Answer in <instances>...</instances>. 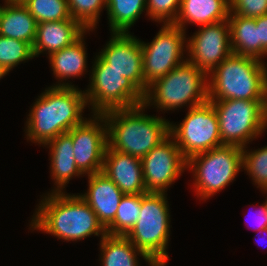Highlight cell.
Masks as SVG:
<instances>
[{"label":"cell","mask_w":267,"mask_h":266,"mask_svg":"<svg viewBox=\"0 0 267 266\" xmlns=\"http://www.w3.org/2000/svg\"><path fill=\"white\" fill-rule=\"evenodd\" d=\"M50 192L44 195L30 223L31 230H40L59 240L76 241L96 235L101 239L105 228L91 207L75 194Z\"/></svg>","instance_id":"cell-1"},{"label":"cell","mask_w":267,"mask_h":266,"mask_svg":"<svg viewBox=\"0 0 267 266\" xmlns=\"http://www.w3.org/2000/svg\"><path fill=\"white\" fill-rule=\"evenodd\" d=\"M36 99L26 121V137L40 145L69 132L85 119L87 106L84 90L51 86Z\"/></svg>","instance_id":"cell-2"},{"label":"cell","mask_w":267,"mask_h":266,"mask_svg":"<svg viewBox=\"0 0 267 266\" xmlns=\"http://www.w3.org/2000/svg\"><path fill=\"white\" fill-rule=\"evenodd\" d=\"M143 104L103 113L108 147L142 159L170 135V121L145 114Z\"/></svg>","instance_id":"cell-3"},{"label":"cell","mask_w":267,"mask_h":266,"mask_svg":"<svg viewBox=\"0 0 267 266\" xmlns=\"http://www.w3.org/2000/svg\"><path fill=\"white\" fill-rule=\"evenodd\" d=\"M264 63L232 53L208 74V101H267V65Z\"/></svg>","instance_id":"cell-4"},{"label":"cell","mask_w":267,"mask_h":266,"mask_svg":"<svg viewBox=\"0 0 267 266\" xmlns=\"http://www.w3.org/2000/svg\"><path fill=\"white\" fill-rule=\"evenodd\" d=\"M207 101L208 74L186 60L148 86L143 105L170 111L188 105L193 108Z\"/></svg>","instance_id":"cell-5"},{"label":"cell","mask_w":267,"mask_h":266,"mask_svg":"<svg viewBox=\"0 0 267 266\" xmlns=\"http://www.w3.org/2000/svg\"><path fill=\"white\" fill-rule=\"evenodd\" d=\"M167 193L141 194V212L125 235L156 266H166L170 236V213Z\"/></svg>","instance_id":"cell-6"},{"label":"cell","mask_w":267,"mask_h":266,"mask_svg":"<svg viewBox=\"0 0 267 266\" xmlns=\"http://www.w3.org/2000/svg\"><path fill=\"white\" fill-rule=\"evenodd\" d=\"M216 112L223 145L245 147L267 129V101H209Z\"/></svg>","instance_id":"cell-7"},{"label":"cell","mask_w":267,"mask_h":266,"mask_svg":"<svg viewBox=\"0 0 267 266\" xmlns=\"http://www.w3.org/2000/svg\"><path fill=\"white\" fill-rule=\"evenodd\" d=\"M90 73V84L84 92L92 114L143 104L144 93L131 80L109 68L98 55Z\"/></svg>","instance_id":"cell-8"},{"label":"cell","mask_w":267,"mask_h":266,"mask_svg":"<svg viewBox=\"0 0 267 266\" xmlns=\"http://www.w3.org/2000/svg\"><path fill=\"white\" fill-rule=\"evenodd\" d=\"M187 169L193 172L196 195L208 199L235 180L242 169V148L222 145L196 154L187 160Z\"/></svg>","instance_id":"cell-9"},{"label":"cell","mask_w":267,"mask_h":266,"mask_svg":"<svg viewBox=\"0 0 267 266\" xmlns=\"http://www.w3.org/2000/svg\"><path fill=\"white\" fill-rule=\"evenodd\" d=\"M170 135L186 160L223 145L218 118L209 101L189 108L180 124L170 122Z\"/></svg>","instance_id":"cell-10"},{"label":"cell","mask_w":267,"mask_h":266,"mask_svg":"<svg viewBox=\"0 0 267 266\" xmlns=\"http://www.w3.org/2000/svg\"><path fill=\"white\" fill-rule=\"evenodd\" d=\"M185 41L186 31L173 24H163L150 43L141 41L143 75L147 87L187 60L183 54L187 51L184 49L187 46Z\"/></svg>","instance_id":"cell-11"},{"label":"cell","mask_w":267,"mask_h":266,"mask_svg":"<svg viewBox=\"0 0 267 266\" xmlns=\"http://www.w3.org/2000/svg\"><path fill=\"white\" fill-rule=\"evenodd\" d=\"M141 161L147 193L167 192L168 187L187 168V160L171 135L148 152Z\"/></svg>","instance_id":"cell-12"},{"label":"cell","mask_w":267,"mask_h":266,"mask_svg":"<svg viewBox=\"0 0 267 266\" xmlns=\"http://www.w3.org/2000/svg\"><path fill=\"white\" fill-rule=\"evenodd\" d=\"M67 132L72 137L74 158L83 174L102 171L108 146L107 125L103 114H93Z\"/></svg>","instance_id":"cell-13"},{"label":"cell","mask_w":267,"mask_h":266,"mask_svg":"<svg viewBox=\"0 0 267 266\" xmlns=\"http://www.w3.org/2000/svg\"><path fill=\"white\" fill-rule=\"evenodd\" d=\"M187 40V61L207 74L232 54L228 20L203 25Z\"/></svg>","instance_id":"cell-14"},{"label":"cell","mask_w":267,"mask_h":266,"mask_svg":"<svg viewBox=\"0 0 267 266\" xmlns=\"http://www.w3.org/2000/svg\"><path fill=\"white\" fill-rule=\"evenodd\" d=\"M98 56L123 77L131 80L143 93L147 86L143 75L141 40L130 33H111L110 40Z\"/></svg>","instance_id":"cell-15"},{"label":"cell","mask_w":267,"mask_h":266,"mask_svg":"<svg viewBox=\"0 0 267 266\" xmlns=\"http://www.w3.org/2000/svg\"><path fill=\"white\" fill-rule=\"evenodd\" d=\"M102 172L123 194H147L140 158L106 148Z\"/></svg>","instance_id":"cell-16"},{"label":"cell","mask_w":267,"mask_h":266,"mask_svg":"<svg viewBox=\"0 0 267 266\" xmlns=\"http://www.w3.org/2000/svg\"><path fill=\"white\" fill-rule=\"evenodd\" d=\"M88 176V191L79 196L91 207L106 228L115 218L123 192L102 171Z\"/></svg>","instance_id":"cell-17"},{"label":"cell","mask_w":267,"mask_h":266,"mask_svg":"<svg viewBox=\"0 0 267 266\" xmlns=\"http://www.w3.org/2000/svg\"><path fill=\"white\" fill-rule=\"evenodd\" d=\"M86 29L77 20H61L37 24L32 46L34 57L45 52L49 56L76 41ZM48 53H47V52Z\"/></svg>","instance_id":"cell-18"},{"label":"cell","mask_w":267,"mask_h":266,"mask_svg":"<svg viewBox=\"0 0 267 266\" xmlns=\"http://www.w3.org/2000/svg\"><path fill=\"white\" fill-rule=\"evenodd\" d=\"M44 146H49L50 149L51 177L56 185L52 192H63L72 177L84 175L75 163L72 137L68 133H63Z\"/></svg>","instance_id":"cell-19"},{"label":"cell","mask_w":267,"mask_h":266,"mask_svg":"<svg viewBox=\"0 0 267 266\" xmlns=\"http://www.w3.org/2000/svg\"><path fill=\"white\" fill-rule=\"evenodd\" d=\"M229 0H181L180 10L173 25L186 30L185 24L200 26L228 20Z\"/></svg>","instance_id":"cell-20"},{"label":"cell","mask_w":267,"mask_h":266,"mask_svg":"<svg viewBox=\"0 0 267 266\" xmlns=\"http://www.w3.org/2000/svg\"><path fill=\"white\" fill-rule=\"evenodd\" d=\"M89 31L93 30H86L71 45L66 46L65 48L55 53H52L48 57L53 74L55 75L56 80L59 79V83L56 85L54 84L55 87H74V85L68 82L64 83L63 80L66 81L71 77H80L84 74V72H86L85 70H87V51L85 50L86 47L84 43V36L85 33Z\"/></svg>","instance_id":"cell-21"},{"label":"cell","mask_w":267,"mask_h":266,"mask_svg":"<svg viewBox=\"0 0 267 266\" xmlns=\"http://www.w3.org/2000/svg\"><path fill=\"white\" fill-rule=\"evenodd\" d=\"M0 6V36L25 41L33 46L37 22L24 4L4 3Z\"/></svg>","instance_id":"cell-22"},{"label":"cell","mask_w":267,"mask_h":266,"mask_svg":"<svg viewBox=\"0 0 267 266\" xmlns=\"http://www.w3.org/2000/svg\"><path fill=\"white\" fill-rule=\"evenodd\" d=\"M100 250L102 266H138L137 255L148 262V265L156 266L126 236L106 234L100 240Z\"/></svg>","instance_id":"cell-23"},{"label":"cell","mask_w":267,"mask_h":266,"mask_svg":"<svg viewBox=\"0 0 267 266\" xmlns=\"http://www.w3.org/2000/svg\"><path fill=\"white\" fill-rule=\"evenodd\" d=\"M228 24L232 53L259 59V34L255 19L229 14Z\"/></svg>","instance_id":"cell-24"},{"label":"cell","mask_w":267,"mask_h":266,"mask_svg":"<svg viewBox=\"0 0 267 266\" xmlns=\"http://www.w3.org/2000/svg\"><path fill=\"white\" fill-rule=\"evenodd\" d=\"M110 33H129V29L147 10L146 0H106Z\"/></svg>","instance_id":"cell-25"},{"label":"cell","mask_w":267,"mask_h":266,"mask_svg":"<svg viewBox=\"0 0 267 266\" xmlns=\"http://www.w3.org/2000/svg\"><path fill=\"white\" fill-rule=\"evenodd\" d=\"M141 212V194H124L114 220L105 228L106 234L125 236L135 225Z\"/></svg>","instance_id":"cell-26"},{"label":"cell","mask_w":267,"mask_h":266,"mask_svg":"<svg viewBox=\"0 0 267 266\" xmlns=\"http://www.w3.org/2000/svg\"><path fill=\"white\" fill-rule=\"evenodd\" d=\"M37 24L61 20H74L67 0H26L23 3Z\"/></svg>","instance_id":"cell-27"},{"label":"cell","mask_w":267,"mask_h":266,"mask_svg":"<svg viewBox=\"0 0 267 266\" xmlns=\"http://www.w3.org/2000/svg\"><path fill=\"white\" fill-rule=\"evenodd\" d=\"M32 46L10 37L0 36V64L10 72L19 63L33 59Z\"/></svg>","instance_id":"cell-28"},{"label":"cell","mask_w":267,"mask_h":266,"mask_svg":"<svg viewBox=\"0 0 267 266\" xmlns=\"http://www.w3.org/2000/svg\"><path fill=\"white\" fill-rule=\"evenodd\" d=\"M70 15L86 30L97 28L100 13L105 8L106 0H67Z\"/></svg>","instance_id":"cell-29"},{"label":"cell","mask_w":267,"mask_h":266,"mask_svg":"<svg viewBox=\"0 0 267 266\" xmlns=\"http://www.w3.org/2000/svg\"><path fill=\"white\" fill-rule=\"evenodd\" d=\"M242 148V169L258 185L257 188H267V146L249 151Z\"/></svg>","instance_id":"cell-30"},{"label":"cell","mask_w":267,"mask_h":266,"mask_svg":"<svg viewBox=\"0 0 267 266\" xmlns=\"http://www.w3.org/2000/svg\"><path fill=\"white\" fill-rule=\"evenodd\" d=\"M181 0H146V13L155 22L173 24L180 10Z\"/></svg>","instance_id":"cell-31"},{"label":"cell","mask_w":267,"mask_h":266,"mask_svg":"<svg viewBox=\"0 0 267 266\" xmlns=\"http://www.w3.org/2000/svg\"><path fill=\"white\" fill-rule=\"evenodd\" d=\"M230 13L245 18H258L267 14V0H229Z\"/></svg>","instance_id":"cell-32"},{"label":"cell","mask_w":267,"mask_h":266,"mask_svg":"<svg viewBox=\"0 0 267 266\" xmlns=\"http://www.w3.org/2000/svg\"><path fill=\"white\" fill-rule=\"evenodd\" d=\"M259 34V60L267 55V14L255 18Z\"/></svg>","instance_id":"cell-33"},{"label":"cell","mask_w":267,"mask_h":266,"mask_svg":"<svg viewBox=\"0 0 267 266\" xmlns=\"http://www.w3.org/2000/svg\"><path fill=\"white\" fill-rule=\"evenodd\" d=\"M260 209H259V212L258 213H255L256 217H255V222L257 227H254V231L256 230L257 232H261V230L263 228H266L267 227V209H266V205L265 203H263L262 205L259 206ZM253 229V228H252Z\"/></svg>","instance_id":"cell-34"},{"label":"cell","mask_w":267,"mask_h":266,"mask_svg":"<svg viewBox=\"0 0 267 266\" xmlns=\"http://www.w3.org/2000/svg\"><path fill=\"white\" fill-rule=\"evenodd\" d=\"M8 73L9 71H7L6 68L2 64H0V79L3 78Z\"/></svg>","instance_id":"cell-35"},{"label":"cell","mask_w":267,"mask_h":266,"mask_svg":"<svg viewBox=\"0 0 267 266\" xmlns=\"http://www.w3.org/2000/svg\"><path fill=\"white\" fill-rule=\"evenodd\" d=\"M26 0H5V3H19L23 4Z\"/></svg>","instance_id":"cell-36"},{"label":"cell","mask_w":267,"mask_h":266,"mask_svg":"<svg viewBox=\"0 0 267 266\" xmlns=\"http://www.w3.org/2000/svg\"><path fill=\"white\" fill-rule=\"evenodd\" d=\"M261 191H263L264 193H266V192H267V188L261 189ZM266 198H267V197H266ZM265 205H266V209H267V199H266V201H265Z\"/></svg>","instance_id":"cell-37"},{"label":"cell","mask_w":267,"mask_h":266,"mask_svg":"<svg viewBox=\"0 0 267 266\" xmlns=\"http://www.w3.org/2000/svg\"><path fill=\"white\" fill-rule=\"evenodd\" d=\"M261 232H264V234H267V227H266V228H263V229L261 230Z\"/></svg>","instance_id":"cell-38"}]
</instances>
